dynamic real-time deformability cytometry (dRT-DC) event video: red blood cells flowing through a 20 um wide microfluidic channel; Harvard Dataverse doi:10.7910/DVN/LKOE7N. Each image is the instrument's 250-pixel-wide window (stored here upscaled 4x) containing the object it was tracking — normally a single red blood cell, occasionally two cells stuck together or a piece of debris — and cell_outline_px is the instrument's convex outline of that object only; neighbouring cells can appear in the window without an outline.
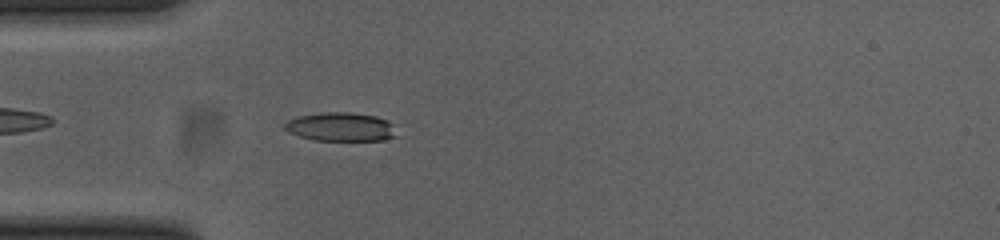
{"species": "common noctule bat (a hibernating species)", "species_latin": "Nyctalus noctula", "temperature_condition": "cold", "stored_images_in_passage": 44, "camera_frame_rate_fps": 3000, "um_per_image_px": 0.085, "animal": {"sex": "female", "body_mass_g": 23.0, "forearm_length_mm": 53.4}, "frame": {"image": 1, "passage_image": 7, "time_ms": 2.0, "image_size_px": [1000, 240], "cell_outline_px": [[396, 136], [384, 140], [316, 140], [300, 136], [288, 132], [284, 128], [284, 124], [288, 120], [296, 116], [324, 112], [352, 112], [376, 116], [388, 120], [392, 124]], "centroid_in_image_um": [28.95, 10.77], "position_along_channel_um": 56.1, "area_um2": 18.73}}
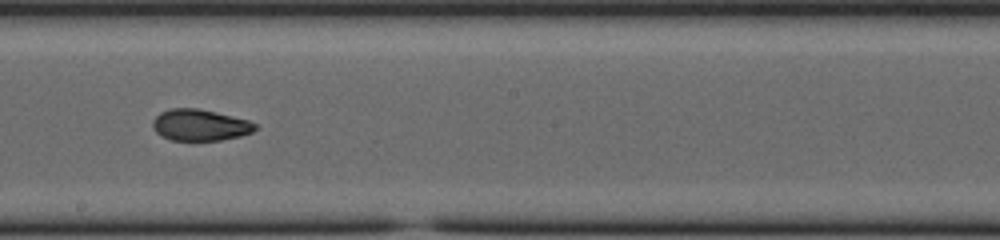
{"frame": {"image": 2, "passage_image": 21, "time_ms": 6.667, "image_size_px": [1000, 240], "cell_outline_px": [[256, 128], [252, 132], [240, 136], [220, 140], [172, 140], [160, 136], [156, 132], [152, 124], [152, 120], [160, 112], [172, 108], [196, 108], [216, 112], [248, 120], [256, 124]], "centroid_in_image_um": [16.97, 10.63], "position_along_channel_um": 231.2, "area_um2": 18.67}}
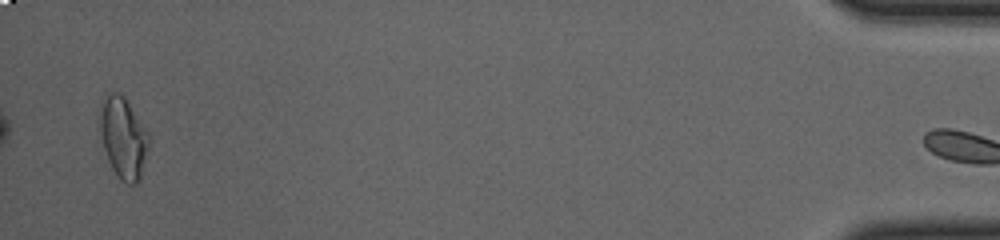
{"frame": {"image": 3, "passage_image": 43, "time_ms": 14.0, "image_size_px": [1000, 240], "cell_outline_px": [[152, 140], [140, 180], [136, 184], [128, 184], [120, 180], [112, 168], [108, 160], [104, 148], [100, 132], [100, 112], [104, 100], [112, 92], [120, 92], [124, 96]], "centroid_in_image_um": [10.52, 11.77], "position_along_channel_um": 424.7, "area_um2": 23.06}, "authors_computed_cell_mechanics": {"area_um2": 19.3052, "velocity_mm_per_s": 3.858, "shape_relaxation_time_tau1_ms": null, "shape_relaxation_time_tau2_ms": 2.5138, "deformation_change_tau1": null, "deformation_change_tau2": 0.0743}}